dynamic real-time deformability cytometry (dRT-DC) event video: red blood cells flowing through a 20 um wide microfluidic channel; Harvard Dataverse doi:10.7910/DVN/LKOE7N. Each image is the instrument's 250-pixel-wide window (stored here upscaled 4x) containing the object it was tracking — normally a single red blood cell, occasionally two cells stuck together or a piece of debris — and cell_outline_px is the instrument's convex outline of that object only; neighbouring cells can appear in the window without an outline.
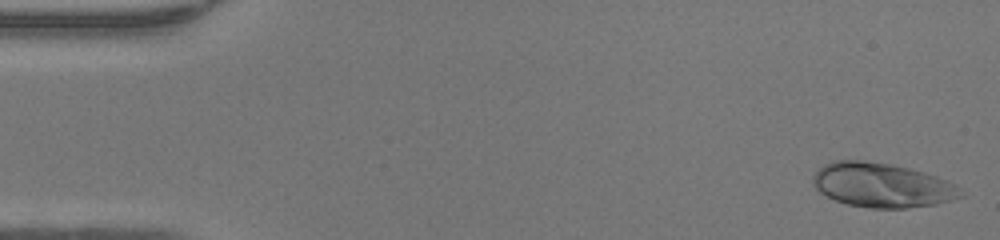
{"species": "human", "species_latin": "Homo sapiens", "temperature_condition": "warm", "stored_images_in_passage": 47, "camera_frame_rate_fps": 3000, "um_per_image_px": 0.085, "donor": {"sex": "female"}, "frame": {"image": 1, "passage_image": 1, "time_ms": 0.0, "image_size_px": [1000, 240], "cell_outline_px": [[964, 196], [936, 204], [904, 208], [868, 208], [848, 204], [836, 200], [820, 192], [812, 184], [812, 176], [824, 164], [832, 160], [864, 160], [892, 164], [924, 172], [948, 180], [956, 184], [960, 188]], "centroid_in_image_um": [74.97, 15.73], "position_along_channel_um": 10.0, "area_um2": 38.32}}
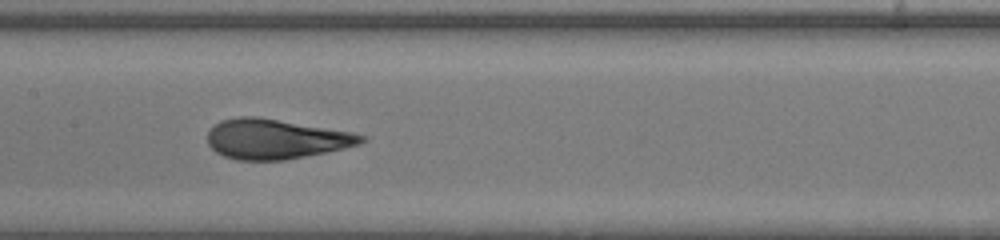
{"frame": {"image": 2, "passage_image": 23, "time_ms": 7.333, "image_size_px": [1000, 240], "cell_outline_px": [[368, 140], [360, 144], [344, 148], [284, 160], [236, 160], [224, 156], [216, 152], [208, 144], [208, 132], [220, 120], [240, 116], [256, 116], [348, 132], [368, 136]], "centroid_in_image_um": [23.41, 11.82], "position_along_channel_um": 184.0, "area_um2": 35.32}}
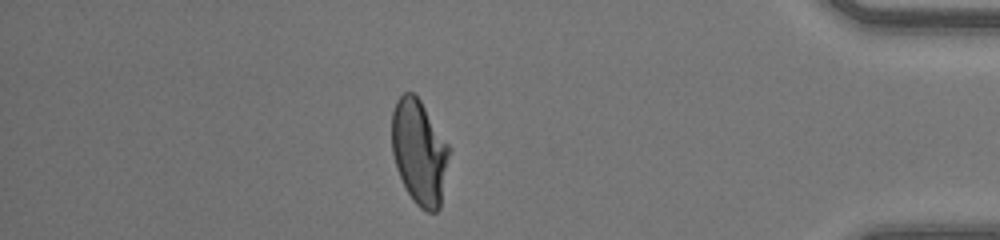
{"frame": {"image": 3, "passage_image": 41, "time_ms": 13.333, "image_size_px": [1000, 240], "cell_outline_px": [[452, 148], [440, 208], [436, 212], [428, 212], [420, 208], [412, 200], [396, 168], [392, 152], [392, 112], [396, 100], [404, 92], [412, 92], [420, 100]], "centroid_in_image_um": [35.67, 12.94], "position_along_channel_um": 399.5, "area_um2": 35.43}, "authors_computed_cell_mechanics": {"area_um2": 35.4892, "velocity_mm_per_s": 4.2885, "shape_relaxation_time_tau1_ms": 4.6636, "shape_relaxation_time_tau2_ms": null, "deformation_change_tau1": 0.2457, "deformation_change_tau2": null}}